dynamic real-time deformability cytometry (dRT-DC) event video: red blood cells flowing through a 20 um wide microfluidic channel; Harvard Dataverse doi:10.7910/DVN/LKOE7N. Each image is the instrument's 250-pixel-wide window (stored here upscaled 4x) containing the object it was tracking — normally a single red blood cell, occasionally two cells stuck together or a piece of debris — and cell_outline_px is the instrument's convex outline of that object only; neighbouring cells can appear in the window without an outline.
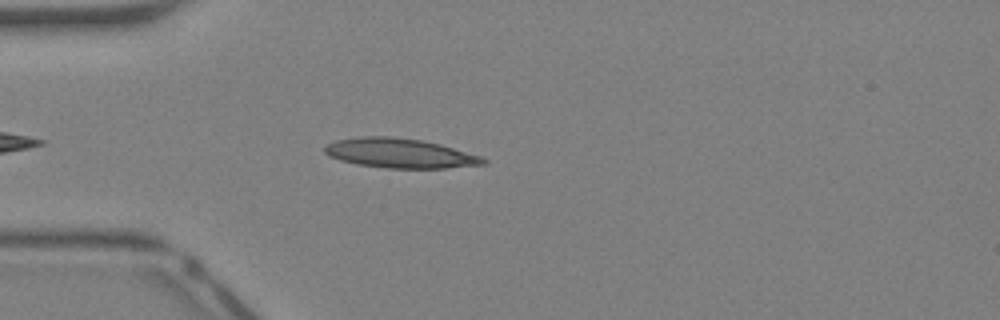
{"species": "Egyptian fruit bat (a non-hibernating species)", "species_latin": "Rousettus aegyptiacus", "temperature_condition": "warm", "stored_images_in_passage": 32, "camera_frame_rate_fps": 3000, "um_per_image_px": 0.085, "animal": {"sex": "female"}, "frame": {"image": 1, "passage_image": 4, "time_ms": 1.0, "image_size_px": [1000, 320], "cell_outline_px": [[488, 164], [444, 168], [388, 168], [356, 164], [340, 160], [328, 156], [324, 152], [324, 148], [328, 144], [336, 140], [360, 136], [388, 136], [420, 140], [440, 144], [480, 156], [488, 160]], "centroid_in_image_um": [33.98, 13.02], "position_along_channel_um": 51.0, "area_um2": 27.22}}
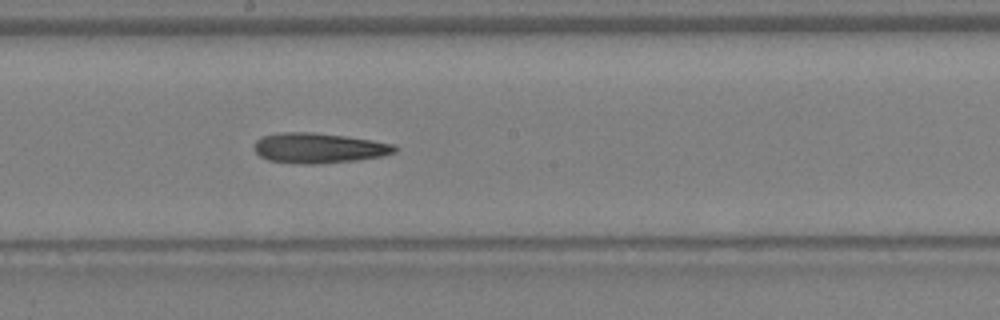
{"frame": {"image": 2, "passage_image": 15, "time_ms": 4.667, "image_size_px": [1000, 320], "cell_outline_px": [[396, 152], [380, 156], [356, 160], [316, 164], [304, 164], [268, 160], [260, 156], [252, 148], [256, 140], [264, 136], [276, 132], [312, 132], [344, 136], [372, 140], [396, 144]], "centroid_in_image_um": [27.07, 12.57], "position_along_channel_um": 221.1, "area_um2": 24.68}}
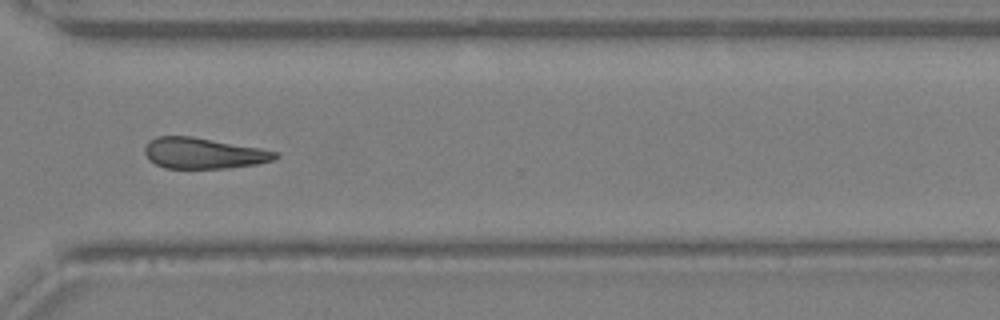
{"frame": {"image": 3, "passage_image": 23, "time_ms": 7.333, "image_size_px": [1000, 320], "cell_outline_px": [[280, 156], [272, 160], [256, 164], [228, 168], [164, 168], [148, 160], [144, 152], [144, 148], [148, 140], [156, 136], [192, 136], [260, 148], [280, 152]], "centroid_in_image_um": [17.27, 13.02], "position_along_channel_um": 353.3, "area_um2": 23.64}, "authors_computed_cell_mechanics": {"area_um2": 24.0737, "velocity_mm_per_s": 4.9605, "shape_relaxation_time_tau1_ms": null, "shape_relaxation_time_tau2_ms": 9.7402, "deformation_change_tau1": null, "deformation_change_tau2": 0.242}}